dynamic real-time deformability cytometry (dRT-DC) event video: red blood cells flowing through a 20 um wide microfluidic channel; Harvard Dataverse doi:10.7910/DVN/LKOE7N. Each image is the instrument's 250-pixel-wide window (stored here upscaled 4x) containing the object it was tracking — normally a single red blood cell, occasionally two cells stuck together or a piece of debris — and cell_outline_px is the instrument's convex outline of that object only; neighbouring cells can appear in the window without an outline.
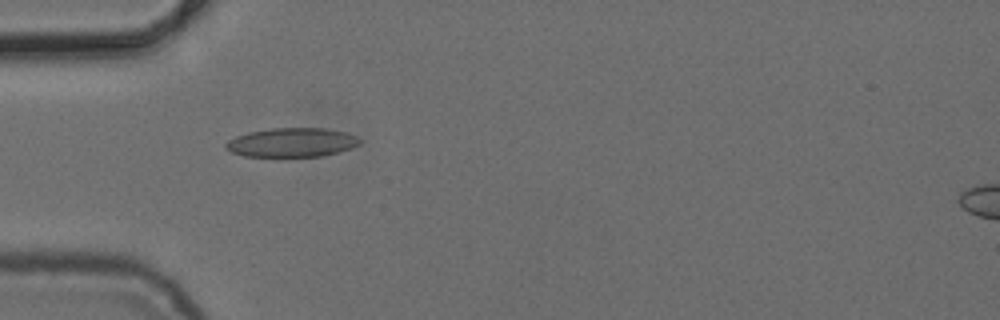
{"species": "common noctule bat (a hibernating species)", "species_latin": "Nyctalus noctula", "temperature_condition": "cold", "stored_images_in_passage": 4, "camera_frame_rate_fps": 3000, "um_per_image_px": 0.085, "animal": {"sex": "female", "body_mass_g": 24.6, "forearm_length_mm": 56.2}, "frame": {"image": 1, "passage_image": 4, "time_ms": 3.667, "image_size_px": [1000, 320], "cell_outline_px": [[364, 140], [360, 144], [352, 148], [324, 156], [276, 160], [244, 156], [232, 152], [224, 148], [224, 144], [228, 140], [236, 136], [248, 132], [272, 128], [328, 128], [344, 132], [356, 136]], "centroid_in_image_um": [24.78, 12.16], "position_along_channel_um": 60.2, "area_um2": 23.99}}